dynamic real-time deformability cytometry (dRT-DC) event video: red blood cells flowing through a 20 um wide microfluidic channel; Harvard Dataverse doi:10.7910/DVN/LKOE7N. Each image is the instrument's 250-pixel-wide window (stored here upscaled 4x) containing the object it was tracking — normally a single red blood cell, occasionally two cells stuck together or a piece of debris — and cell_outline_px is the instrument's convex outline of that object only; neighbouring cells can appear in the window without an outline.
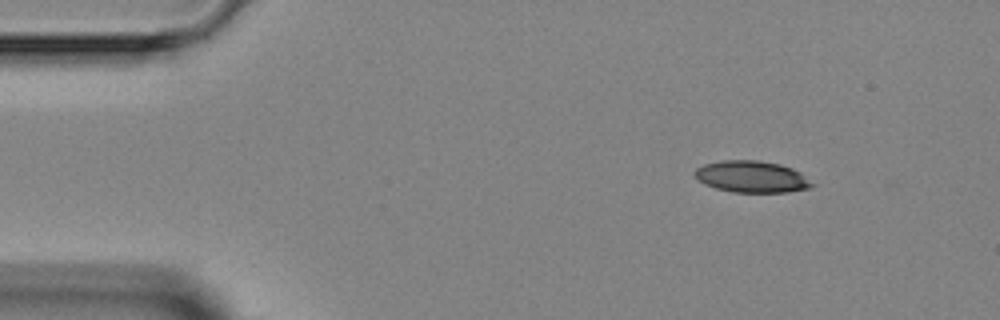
{"species": "Egyptian fruit bat (a non-hibernating species)", "species_latin": "Rousettus aegyptiacus", "temperature_condition": "room temperature", "stored_images_in_passage": 4, "camera_frame_rate_fps": 3000, "um_per_image_px": 0.085, "animal": {"sex": "female"}, "frame": {"image": 1, "passage_image": 1, "time_ms": 0.0, "image_size_px": [1000, 320], "cell_outline_px": [[816, 184], [812, 188], [788, 192], [732, 192], [716, 188], [704, 184], [696, 180], [692, 172], [696, 168], [704, 164], [724, 160], [756, 160], [780, 164], [792, 168], [800, 172]], "centroid_in_image_um": [63.89, 15.02], "position_along_channel_um": 21.1, "area_um2": 21.91}}